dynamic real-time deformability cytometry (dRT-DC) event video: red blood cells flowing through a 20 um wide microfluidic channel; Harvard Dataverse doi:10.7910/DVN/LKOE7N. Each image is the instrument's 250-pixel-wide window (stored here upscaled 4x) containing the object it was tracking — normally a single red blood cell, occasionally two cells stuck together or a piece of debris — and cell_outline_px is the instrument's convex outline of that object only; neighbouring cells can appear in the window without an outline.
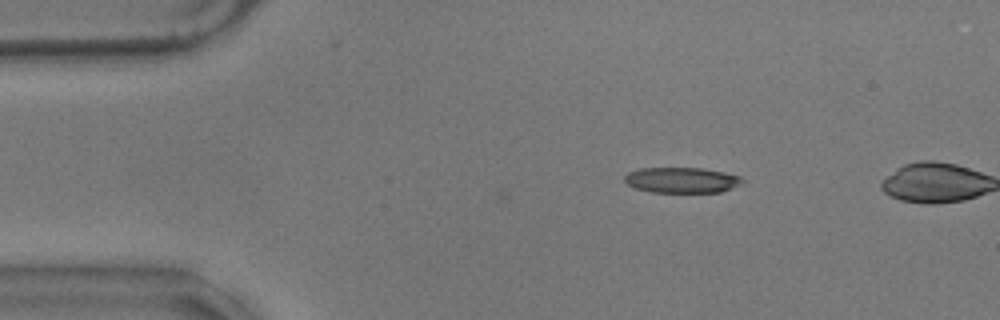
{"species": "common noctule bat (a hibernating species)", "species_latin": "Nyctalus noctula", "temperature_condition": "warm", "stored_images_in_passage": 2, "camera_frame_rate_fps": 3000, "um_per_image_px": 0.085, "animal": {"sex": "male", "body_mass_g": 17.9}, "frame": {"image": 1, "passage_image": 2, "time_ms": 0.333, "image_size_px": [1000, 320], "cell_outline_px": [[744, 184], [720, 192], [652, 192], [636, 188], [628, 184], [624, 180], [624, 176], [628, 172], [640, 168], [704, 168], [724, 172], [740, 176], [744, 180]], "centroid_in_image_um": [57.98, 15.3], "position_along_channel_um": 27.0, "area_um2": 17.63}}